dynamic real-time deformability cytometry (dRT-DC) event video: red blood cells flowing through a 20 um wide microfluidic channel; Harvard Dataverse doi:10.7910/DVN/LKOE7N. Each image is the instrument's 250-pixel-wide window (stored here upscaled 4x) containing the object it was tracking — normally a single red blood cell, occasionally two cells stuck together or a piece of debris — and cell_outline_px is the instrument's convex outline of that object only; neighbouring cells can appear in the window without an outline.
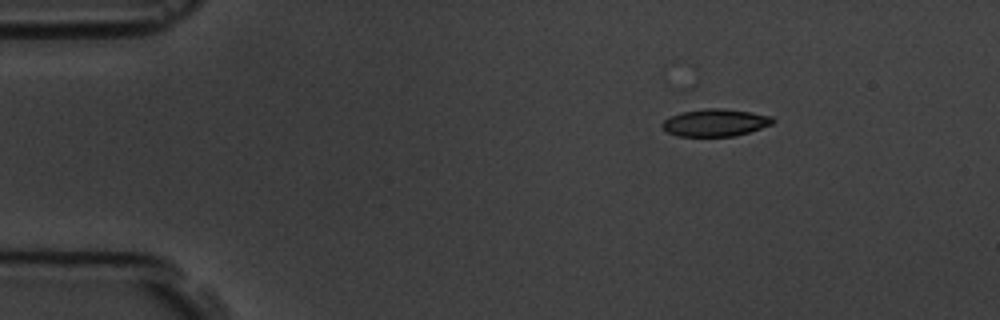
{"species": "common noctule bat (a hibernating species)", "species_latin": "Nyctalus noctula", "temperature_condition": "room temperature", "stored_images_in_passage": 4, "camera_frame_rate_fps": 3000, "um_per_image_px": 0.085, "animal": {"sex": "male", "body_mass_g": 19.5, "forearm_length_mm": 54.6}, "frame": {"image": 1, "passage_image": 1, "time_ms": 0.0, "image_size_px": [1000, 320], "cell_outline_px": [[776, 120], [772, 124], [736, 136], [676, 136], [668, 132], [660, 124], [664, 120], [680, 112], [704, 108], [720, 108], [752, 112], [772, 116]], "centroid_in_image_um": [60.8, 10.42], "position_along_channel_um": 24.2, "area_um2": 17.63}}
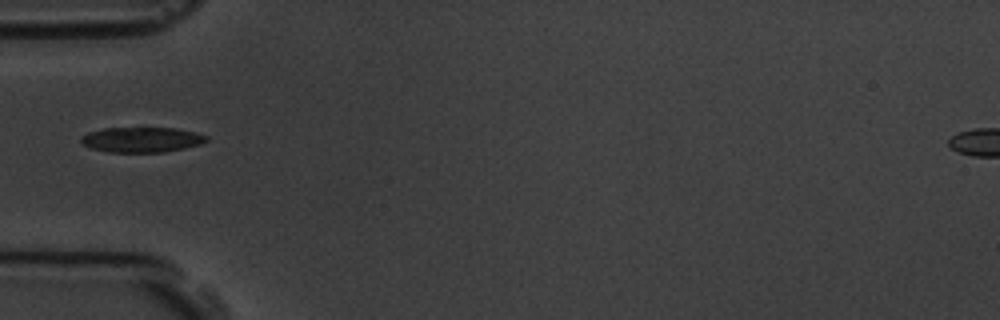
{"frame": {"image": 2, "passage_image": 4, "time_ms": 3.333, "image_size_px": [1000, 320], "cell_outline_px": [[208, 140], [200, 144], [184, 148], [164, 152], [108, 152], [92, 148], [84, 144], [80, 140], [80, 136], [88, 132], [104, 128], [176, 128], [196, 132], [208, 136]], "centroid_in_image_um": [12.05, 11.87], "position_along_channel_um": 72.9, "area_um2": 18.38}}